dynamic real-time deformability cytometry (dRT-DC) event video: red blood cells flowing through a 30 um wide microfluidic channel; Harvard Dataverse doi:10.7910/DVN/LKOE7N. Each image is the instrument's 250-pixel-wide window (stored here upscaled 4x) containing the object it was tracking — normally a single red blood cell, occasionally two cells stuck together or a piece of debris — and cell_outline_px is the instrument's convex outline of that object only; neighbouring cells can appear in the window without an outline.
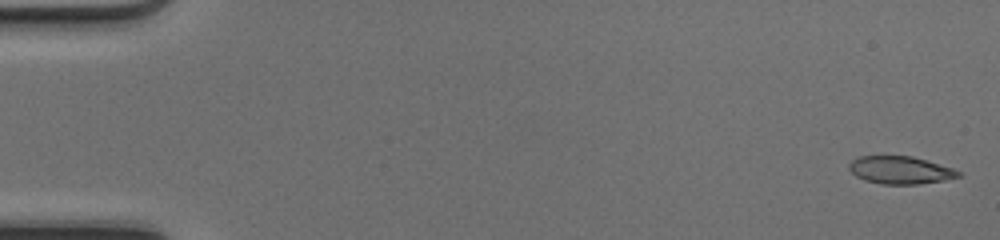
{"species": "common noctule bat (a hibernating species)", "species_latin": "Nyctalus noctula", "temperature_condition": "cold", "stored_images_in_passage": 49, "camera_frame_rate_fps": 3000, "um_per_image_px": 0.085, "animal": {"sex": "female", "body_mass_g": 17.0, "forearm_length_mm": 48.0}, "frame": {"image": 1, "passage_image": 1, "time_ms": 0.0, "image_size_px": [1000, 240], "cell_outline_px": [[960, 176], [944, 180], [916, 184], [880, 184], [864, 180], [856, 176], [848, 168], [848, 164], [852, 160], [860, 156], [912, 156], [952, 168], [960, 172]], "centroid_in_image_um": [76.48, 14.46], "position_along_channel_um": 8.5, "area_um2": 17.46}}
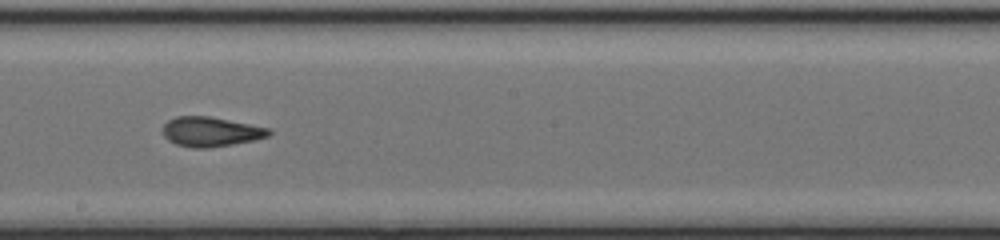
{"frame": {"image": 2, "passage_image": 28, "time_ms": 9.0, "image_size_px": [1000, 240], "cell_outline_px": [[272, 132], [268, 136], [252, 140], [232, 144], [204, 148], [192, 148], [176, 144], [168, 140], [164, 136], [164, 124], [168, 120], [176, 116], [208, 116], [272, 128]], "centroid_in_image_um": [17.92, 11.19], "position_along_channel_um": 230.3, "area_um2": 18.21}}
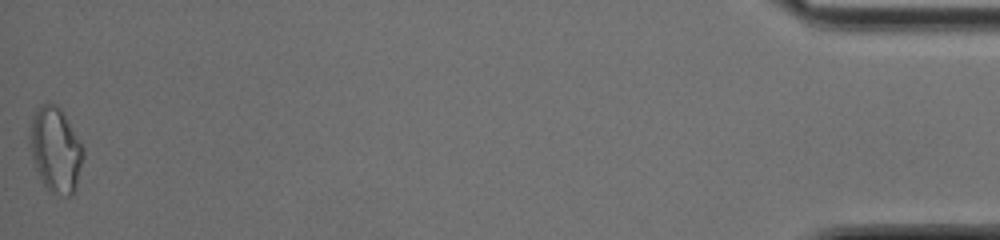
{"frame": {"image": 3, "passage_image": 49, "time_ms": 16.0, "image_size_px": [1000, 240], "cell_outline_px": [[84, 156], [76, 184], [72, 192], [68, 196], [48, 192], [36, 168], [28, 144], [28, 136], [32, 116], [36, 108], [40, 104], [56, 104], [60, 108], [84, 148]], "centroid_in_image_um": [4.69, 12.7], "position_along_channel_um": 430.5, "area_um2": 26.3}, "authors_computed_cell_mechanics": {"area_um2": 18.6116, "velocity_mm_per_s": 4.2474, "shape_relaxation_time_tau1_ms": null, "shape_relaxation_time_tau2_ms": 1.4611, "deformation_change_tau1": null, "deformation_change_tau2": 0.0881}}